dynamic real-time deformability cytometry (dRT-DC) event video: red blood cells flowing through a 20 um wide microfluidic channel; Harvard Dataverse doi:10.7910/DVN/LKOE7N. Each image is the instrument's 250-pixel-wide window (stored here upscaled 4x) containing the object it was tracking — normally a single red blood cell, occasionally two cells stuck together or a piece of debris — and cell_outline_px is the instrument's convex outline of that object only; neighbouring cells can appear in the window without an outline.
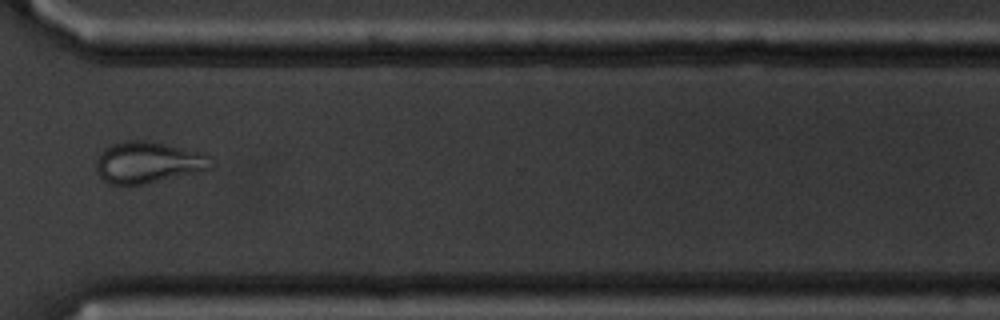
{"species": "common noctule bat (a hibernating species)", "species_latin": "Nyctalus noctula", "temperature_condition": "cold", "stored_images_in_passage": 15, "camera_frame_rate_fps": 3000, "um_per_image_px": 0.085, "animal": {"sex": "male", "body_mass_g": 20.1, "forearm_length_mm": 53.5}, "frame": {"image": 1, "passage_image": 11, "time_ms": 12.667, "image_size_px": [1000, 320], "cell_outline_px": [[212, 168], [140, 184], [112, 184], [104, 180], [100, 176], [96, 168], [96, 160], [104, 148], [112, 144], [128, 140], [144, 140], [164, 144], [200, 152], [208, 156], [212, 164]], "centroid_in_image_um": [12.53, 13.78], "position_along_channel_um": 358.1, "area_um2": 26.93}, "authors_computed_cell_mechanics": {"area_um2": 26.9348, "velocity_mm_per_s": 3.5343, "shape_relaxation_time_tau1_ms": null, "shape_relaxation_time_tau2_ms": 1.564, "deformation_change_tau1": null, "deformation_change_tau2": 0.0728}}